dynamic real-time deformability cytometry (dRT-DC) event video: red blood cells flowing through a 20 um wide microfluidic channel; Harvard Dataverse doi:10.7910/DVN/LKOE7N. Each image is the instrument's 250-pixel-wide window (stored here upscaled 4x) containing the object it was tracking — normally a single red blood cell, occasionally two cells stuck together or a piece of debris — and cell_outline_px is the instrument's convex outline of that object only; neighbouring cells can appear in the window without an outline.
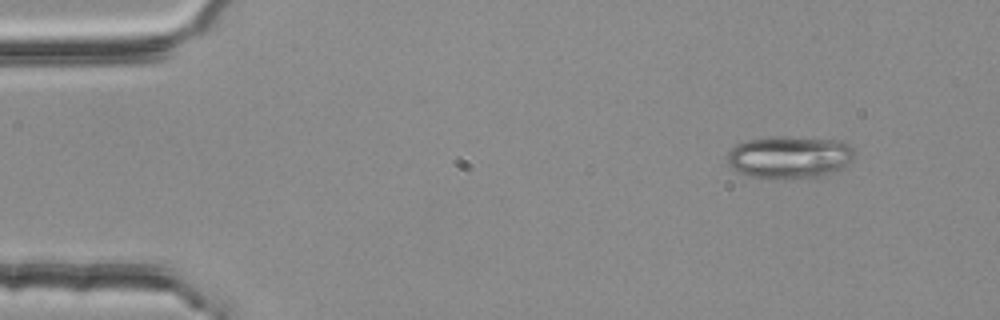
{"species": "common noctule bat (a hibernating species)", "species_latin": "Nyctalus noctula", "temperature_condition": "room temperature", "stored_images_in_passage": 3, "camera_frame_rate_fps": 3000, "um_per_image_px": 0.085, "animal": {"sex": "female", "body_mass_g": 25.1}, "frame": {"image": 1, "passage_image": 1, "time_ms": 0.0, "image_size_px": [1000, 320], "cell_outline_px": [[856, 152], [852, 160], [844, 168], [832, 172], [816, 176], [748, 176], [732, 168], [728, 164], [728, 152], [736, 144], [748, 140], [772, 136], [784, 136], [840, 140], [848, 144]], "centroid_in_image_um": [67.13, 13.3], "position_along_channel_um": 17.9, "area_um2": 30.81}}